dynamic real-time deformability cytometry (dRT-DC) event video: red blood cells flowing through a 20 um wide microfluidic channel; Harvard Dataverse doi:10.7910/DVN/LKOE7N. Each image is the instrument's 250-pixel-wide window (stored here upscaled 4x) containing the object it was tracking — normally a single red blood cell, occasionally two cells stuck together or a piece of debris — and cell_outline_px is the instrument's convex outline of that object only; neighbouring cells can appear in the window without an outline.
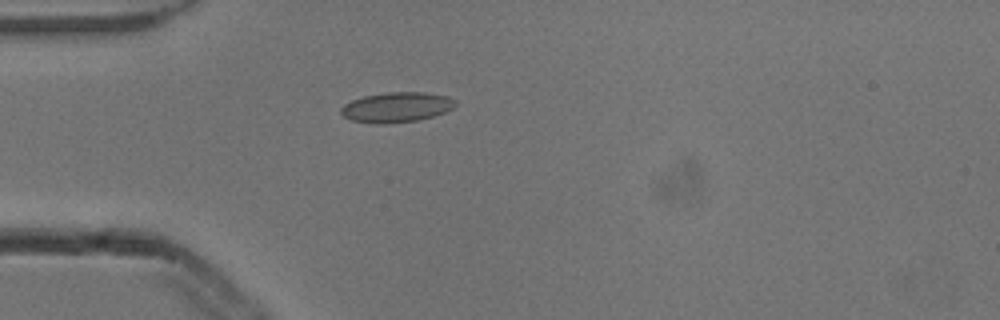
{"species": "common noctule bat (a hibernating species)", "species_latin": "Nyctalus noctula", "temperature_condition": "cold", "stored_images_in_passage": 4, "camera_frame_rate_fps": 3000, "um_per_image_px": 0.085, "animal": {"sex": "male", "body_mass_g": 13.3}, "frame": {"image": 1, "passage_image": 4, "time_ms": 1.0, "image_size_px": [1000, 320], "cell_outline_px": [[456, 104], [452, 108], [444, 112], [432, 116], [416, 120], [384, 124], [376, 124], [352, 120], [344, 116], [340, 112], [340, 108], [344, 104], [352, 100], [364, 96], [388, 92], [424, 92], [448, 96], [456, 100]], "centroid_in_image_um": [33.7, 9.11], "position_along_channel_um": 51.3, "area_um2": 19.94}}